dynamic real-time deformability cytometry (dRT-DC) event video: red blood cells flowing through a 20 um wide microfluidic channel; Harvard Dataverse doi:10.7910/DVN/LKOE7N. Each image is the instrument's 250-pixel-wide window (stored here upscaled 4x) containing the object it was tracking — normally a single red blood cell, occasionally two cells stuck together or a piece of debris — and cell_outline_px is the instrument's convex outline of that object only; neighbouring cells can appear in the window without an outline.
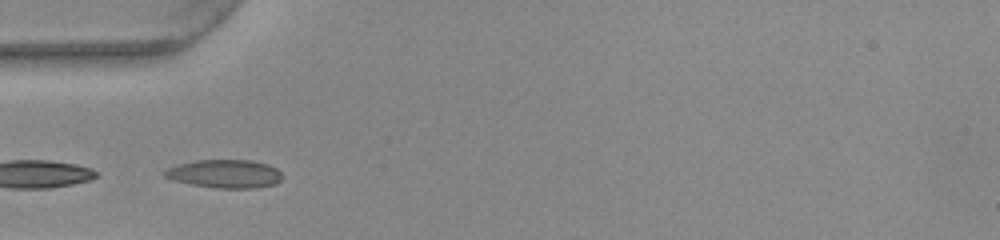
{"species": "common noctule bat (a hibernating species)", "species_latin": "Nyctalus noctula", "temperature_condition": "warm", "stored_images_in_passage": 13, "camera_frame_rate_fps": 3000, "um_per_image_px": 0.085, "animal": {"sex": "female", "body_mass_g": 22.0, "forearm_length_mm": 56.7}, "frame": {"image": 1, "passage_image": 6, "time_ms": 1.667, "image_size_px": [1000, 240], "cell_outline_px": [[280, 180], [276, 184], [252, 188], [216, 188], [192, 184], [172, 180], [164, 176], [164, 172], [168, 168], [176, 164], [196, 160], [252, 160], [268, 164], [276, 168], [280, 172]], "centroid_in_image_um": [19.09, 14.76], "position_along_channel_um": 65.9, "area_um2": 19.36}}